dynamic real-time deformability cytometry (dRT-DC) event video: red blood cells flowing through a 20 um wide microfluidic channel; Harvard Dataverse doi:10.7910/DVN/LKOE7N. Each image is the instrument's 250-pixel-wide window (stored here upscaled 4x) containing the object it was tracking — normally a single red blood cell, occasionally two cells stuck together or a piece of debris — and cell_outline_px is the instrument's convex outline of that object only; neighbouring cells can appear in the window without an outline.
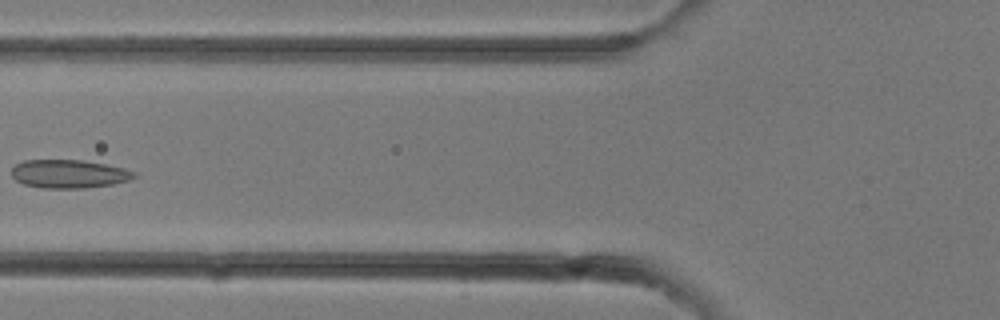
{"species": "common noctule bat (a hibernating species)", "species_latin": "Nyctalus noctula", "temperature_condition": "room temperature", "stored_images_in_passage": 29, "camera_frame_rate_fps": 3000, "um_per_image_px": 0.085, "animal": {"sex": "female"}, "frame": {"image": 1, "passage_image": 12, "time_ms": 3.667, "image_size_px": [1000, 320], "cell_outline_px": [[136, 176], [132, 180], [112, 184], [84, 188], [44, 188], [24, 184], [16, 180], [12, 176], [12, 168], [16, 164], [24, 160], [84, 160], [124, 168], [136, 172]], "centroid_in_image_um": [5.88, 14.78], "position_along_channel_um": 119.9, "area_um2": 20.29}}
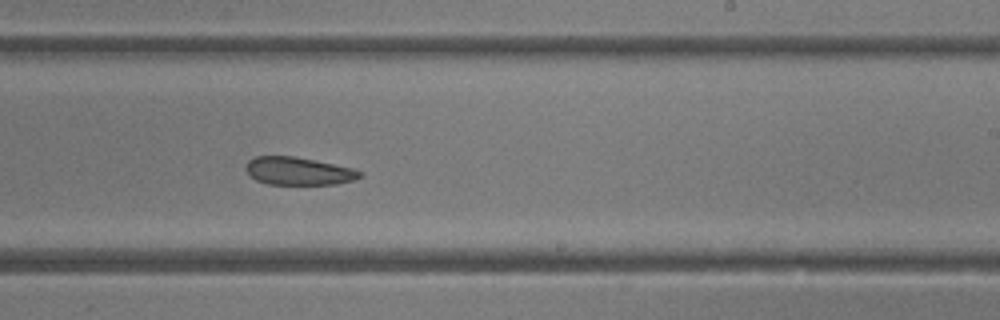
{"frame": {"image": 2, "passage_image": 18, "time_ms": 5.667, "image_size_px": [1000, 320], "cell_outline_px": [[364, 176], [352, 180], [336, 184], [268, 184], [256, 180], [244, 168], [248, 160], [256, 156], [292, 156], [352, 168], [364, 172]], "centroid_in_image_um": [25.37, 14.54], "position_along_channel_um": 263.6, "area_um2": 18.32}}
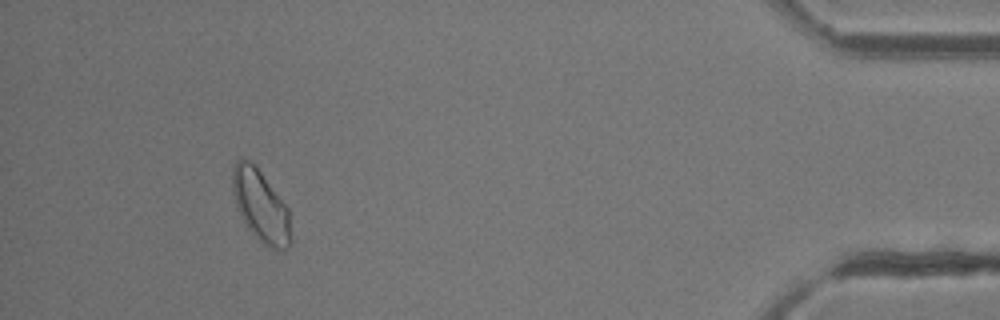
{"frame": {"image": 3, "passage_image": 27, "time_ms": 8.667, "image_size_px": [1000, 320], "cell_outline_px": [[292, 240], [288, 248], [276, 252], [268, 248], [256, 240], [248, 228], [236, 204], [232, 192], [232, 168], [236, 160], [248, 160], [260, 172], [288, 208]], "centroid_in_image_um": [22.18, 17.59], "position_along_channel_um": 413.0, "area_um2": 24.39}}